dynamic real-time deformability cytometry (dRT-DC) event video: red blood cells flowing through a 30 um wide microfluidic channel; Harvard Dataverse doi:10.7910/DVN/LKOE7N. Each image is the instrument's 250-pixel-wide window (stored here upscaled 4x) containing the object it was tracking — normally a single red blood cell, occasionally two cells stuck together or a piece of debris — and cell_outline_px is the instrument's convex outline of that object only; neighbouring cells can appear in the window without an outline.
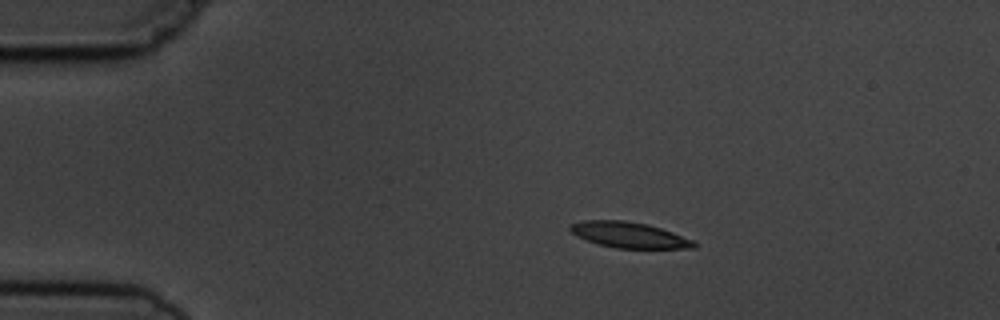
{"species": "common noctule bat (a hibernating species)", "species_latin": "Nyctalus noctula", "temperature_condition": "cold", "stored_images_in_passage": 5, "camera_frame_rate_fps": 3000, "um_per_image_px": 0.085, "animal": {"sex": "male", "body_mass_g": 19.5, "forearm_length_mm": 54.6}, "frame": {"image": 1, "passage_image": 2, "time_ms": 1.0, "image_size_px": [1000, 320], "cell_outline_px": [[696, 248], [616, 248], [596, 244], [572, 232], [568, 228], [572, 224], [584, 220], [624, 220], [648, 224], [672, 232], [692, 240], [696, 244]], "centroid_in_image_um": [53.48, 19.97], "position_along_channel_um": 31.5, "area_um2": 18.32}}
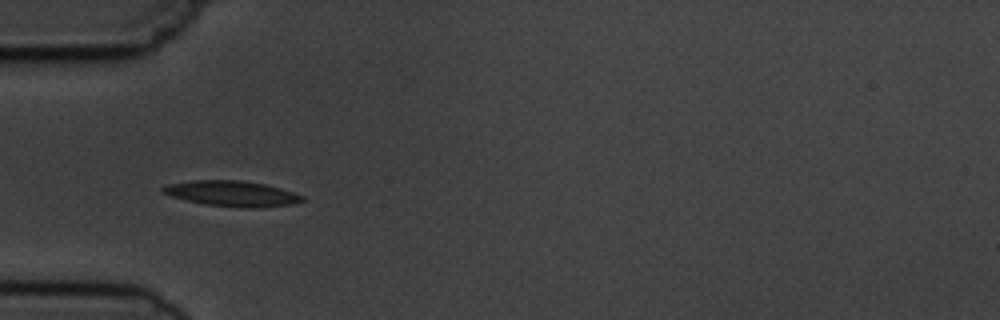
{"frame": {"image": 2, "passage_image": 4, "time_ms": 3.333, "image_size_px": [1000, 320], "cell_outline_px": [[304, 200], [292, 204], [260, 208], [244, 208], [204, 204], [172, 196], [160, 192], [160, 188], [168, 184], [192, 180], [240, 180], [264, 184], [280, 188], [304, 196]], "centroid_in_image_um": [19.71, 16.45], "position_along_channel_um": 65.3, "area_um2": 20.69}}
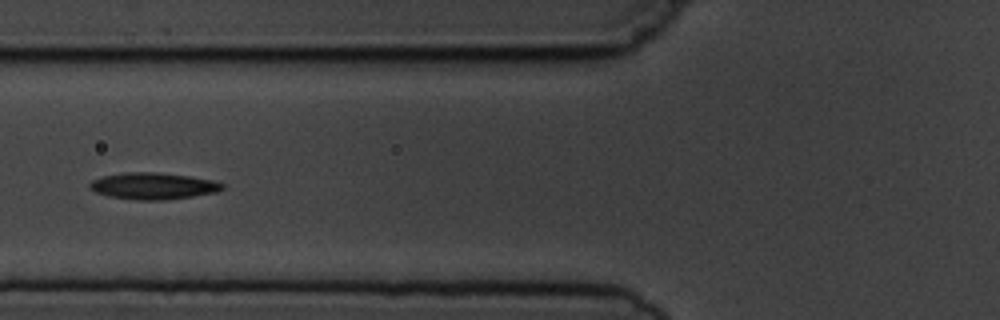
{"frame": {"image": 3, "passage_image": 5, "time_ms": 4.667, "image_size_px": [1000, 320], "cell_outline_px": [[224, 188], [216, 192], [192, 196], [164, 200], [136, 200], [108, 196], [96, 192], [88, 188], [88, 184], [92, 180], [104, 176], [124, 172], [156, 172], [188, 176], [212, 180], [224, 184]], "centroid_in_image_um": [12.98, 15.81], "position_along_channel_um": 112.8, "area_um2": 20.52}}